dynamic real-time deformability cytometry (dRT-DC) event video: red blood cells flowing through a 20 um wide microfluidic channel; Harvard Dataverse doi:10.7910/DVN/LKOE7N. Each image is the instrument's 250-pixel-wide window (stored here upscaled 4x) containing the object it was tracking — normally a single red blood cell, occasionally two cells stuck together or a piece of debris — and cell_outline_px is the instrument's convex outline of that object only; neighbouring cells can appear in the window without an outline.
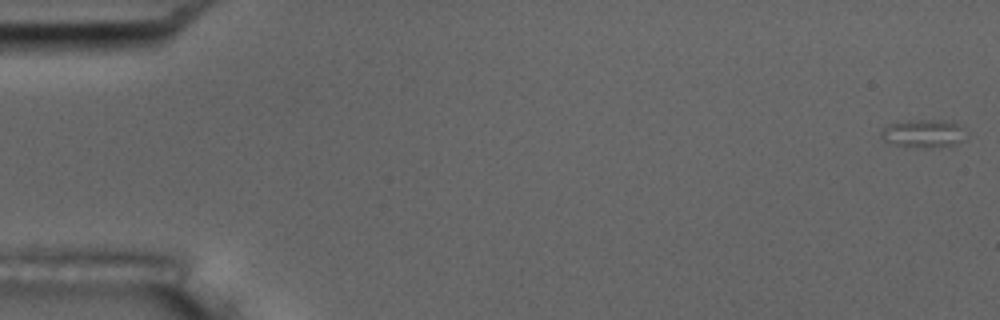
{"species": "common noctule bat (a hibernating species)", "species_latin": "Nyctalus noctula", "temperature_condition": "room temperature", "stored_images_in_passage": 48, "camera_frame_rate_fps": 3000, "um_per_image_px": 0.085, "animal": {"sex": "male", "body_mass_g": 17.5, "forearm_length_mm": 52.3}, "frame": {"image": 1, "passage_image": 1, "time_ms": 0.0, "image_size_px": [1000, 320], "cell_outline_px": [[968, 136], [964, 140], [952, 144], [896, 144], [884, 140], [880, 136], [880, 132], [888, 124], [908, 120], [952, 120], [964, 128], [968, 132]], "centroid_in_image_um": [78.56, 11.25], "position_along_channel_um": 6.4, "area_um2": 13.18}}
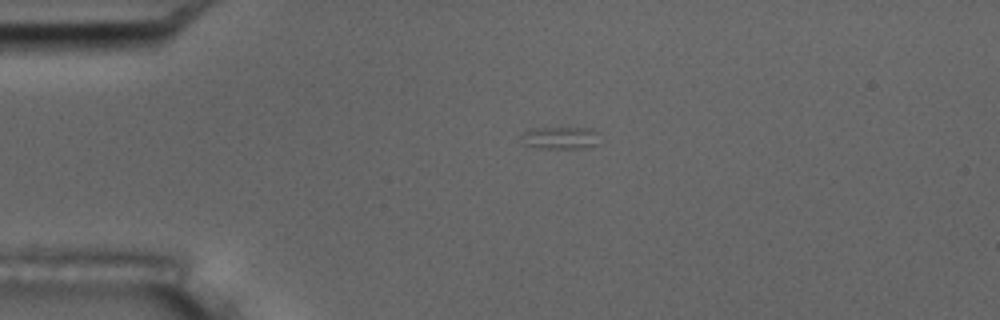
{"frame": {"image": 2, "passage_image": 13, "time_ms": 4.0, "image_size_px": [1000, 320], "cell_outline_px": [[600, 144], [584, 148], [540, 148], [524, 144], [524, 132], [532, 128], [592, 128], [596, 132]], "centroid_in_image_um": [47.7, 11.72], "position_along_channel_um": 37.3, "area_um2": 10.06}}
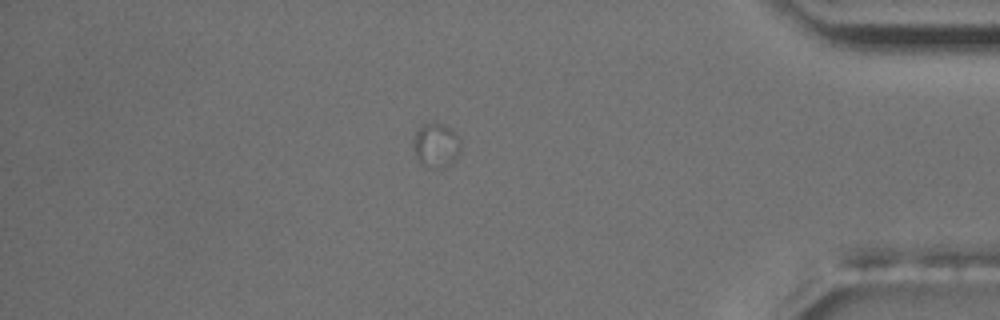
{"frame": {"image": 3, "passage_image": 48, "time_ms": 15.667, "image_size_px": [1000, 320], "cell_outline_px": [[460, 152], [444, 168], [432, 168], [420, 164], [416, 156], [412, 144], [416, 128], [420, 124], [432, 120], [456, 132], [460, 140]], "centroid_in_image_um": [37.02, 12.3], "position_along_channel_um": 398.2, "area_um2": 12.48}}